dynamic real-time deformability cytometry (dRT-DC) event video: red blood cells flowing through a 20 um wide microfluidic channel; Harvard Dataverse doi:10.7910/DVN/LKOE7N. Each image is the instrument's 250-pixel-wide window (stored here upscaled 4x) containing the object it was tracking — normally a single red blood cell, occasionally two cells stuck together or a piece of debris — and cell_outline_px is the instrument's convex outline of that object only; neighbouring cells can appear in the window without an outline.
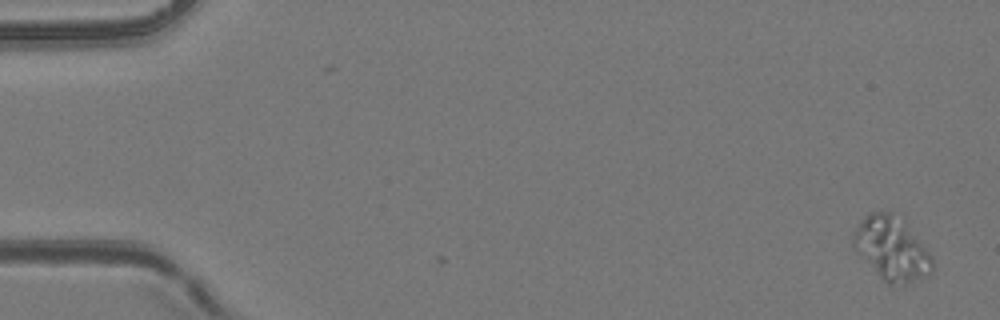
{"species": "common noctule bat (a hibernating species)", "species_latin": "Nyctalus noctula", "temperature_condition": "room temperature", "stored_images_in_passage": 4, "camera_frame_rate_fps": 3000, "um_per_image_px": 0.085, "animal": {"sex": "female", "body_mass_g": 24.6, "forearm_length_mm": 56.2}, "frame": {"image": 1, "passage_image": 1, "time_ms": 0.0, "image_size_px": [1000, 320], "cell_outline_px": [[932, 272], [928, 276], [912, 280], [892, 284], [888, 284], [856, 252], [852, 244], [852, 236], [860, 220], [868, 212], [892, 212], [904, 220], [932, 256]], "centroid_in_image_um": [75.77, 21.08], "position_along_channel_um": 9.2, "area_um2": 28.84}}